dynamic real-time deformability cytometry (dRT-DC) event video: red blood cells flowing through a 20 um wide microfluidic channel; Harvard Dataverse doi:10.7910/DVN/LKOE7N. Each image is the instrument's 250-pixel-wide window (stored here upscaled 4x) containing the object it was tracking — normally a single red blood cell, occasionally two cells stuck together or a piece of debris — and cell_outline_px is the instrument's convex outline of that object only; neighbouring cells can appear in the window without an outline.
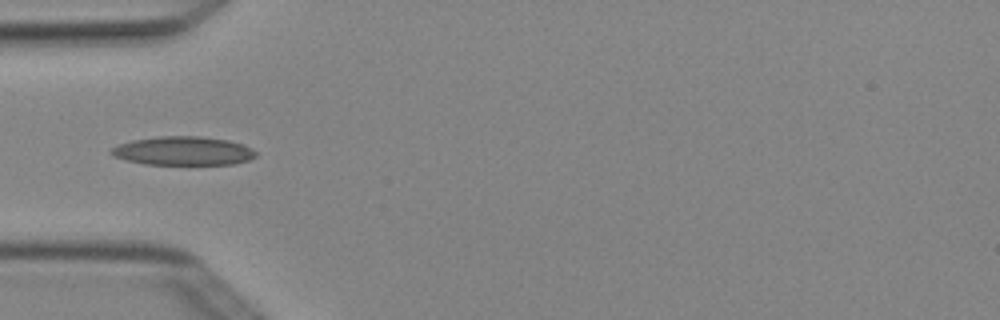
{"species": "Egyptian fruit bat (a non-hibernating species)", "species_latin": "Rousettus aegyptiacus", "temperature_condition": "cold", "stored_images_in_passage": 4, "camera_frame_rate_fps": 3000, "um_per_image_px": 0.085, "animal": {"sex": "female"}, "frame": {"image": 1, "passage_image": 3, "time_ms": 0.667, "image_size_px": [1000, 320], "cell_outline_px": [[256, 156], [248, 160], [236, 164], [144, 164], [112, 156], [108, 152], [112, 148], [120, 144], [132, 140], [160, 136], [200, 136], [228, 140], [240, 144], [256, 152]], "centroid_in_image_um": [15.54, 12.83], "position_along_channel_um": 69.5, "area_um2": 23.99}}
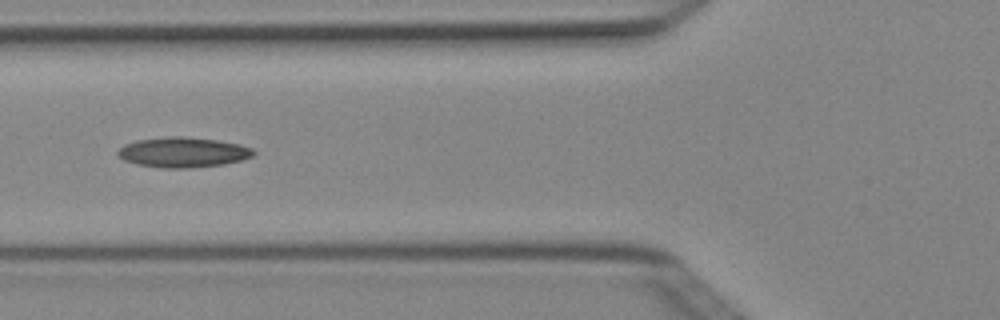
{"frame": {"image": 2, "passage_image": 4, "time_ms": 1.0, "image_size_px": [1000, 320], "cell_outline_px": [[256, 152], [252, 156], [240, 160], [224, 164], [188, 168], [160, 168], [136, 164], [124, 160], [116, 156], [116, 152], [124, 144], [136, 140], [168, 136], [180, 136], [216, 140], [240, 144], [252, 148]], "centroid_in_image_um": [15.51, 12.94], "position_along_channel_um": 110.3, "area_um2": 23.93}}